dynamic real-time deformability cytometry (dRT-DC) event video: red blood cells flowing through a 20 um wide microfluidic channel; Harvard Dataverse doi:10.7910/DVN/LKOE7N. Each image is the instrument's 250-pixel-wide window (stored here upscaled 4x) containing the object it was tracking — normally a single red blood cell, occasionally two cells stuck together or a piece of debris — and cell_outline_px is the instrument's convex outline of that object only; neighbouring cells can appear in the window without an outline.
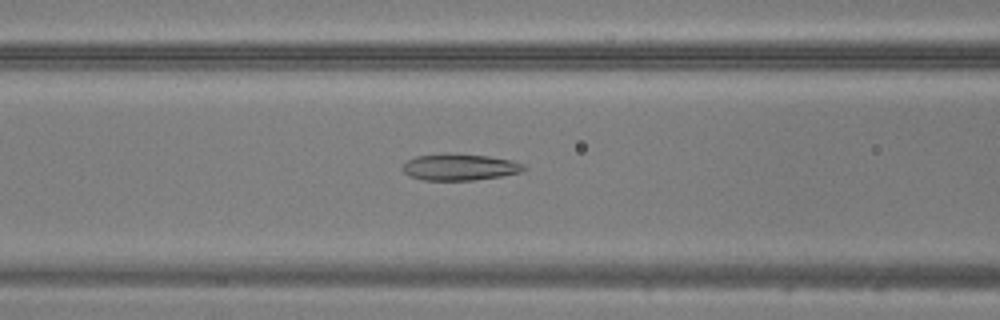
{"species": "common noctule bat (a hibernating species)", "species_latin": "Nyctalus noctula", "temperature_condition": "warm", "stored_images_in_passage": 19, "camera_frame_rate_fps": 3000, "um_per_image_px": 0.085, "animal": {"sex": "male", "body_mass_g": 20.5, "forearm_length_mm": 52.5}, "frame": {"image": 1, "passage_image": 18, "time_ms": 5.667, "image_size_px": [1000, 320], "cell_outline_px": [[528, 168], [520, 172], [500, 176], [472, 180], [424, 180], [408, 176], [400, 168], [408, 160], [416, 156], [444, 152], [448, 152], [488, 156], [512, 160], [524, 164]], "centroid_in_image_um": [39.05, 14.18], "position_along_channel_um": 127.6, "area_um2": 19.02}}